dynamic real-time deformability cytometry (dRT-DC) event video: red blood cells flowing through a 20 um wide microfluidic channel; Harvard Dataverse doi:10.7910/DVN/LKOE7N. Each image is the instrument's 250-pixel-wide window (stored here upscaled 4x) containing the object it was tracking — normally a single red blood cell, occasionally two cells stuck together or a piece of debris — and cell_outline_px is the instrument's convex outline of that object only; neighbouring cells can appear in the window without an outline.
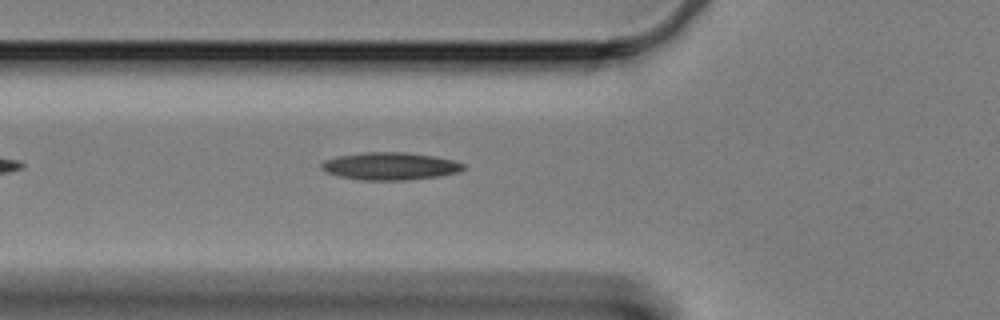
{"species": "Egyptian fruit bat (a non-hibernating species)", "species_latin": "Rousettus aegyptiacus", "temperature_condition": "cold", "stored_images_in_passage": 45, "camera_frame_rate_fps": 3000, "um_per_image_px": 0.085, "animal": {"sex": "female"}, "frame": {"image": 1, "passage_image": 6, "time_ms": 1.667, "image_size_px": [1000, 320], "cell_outline_px": [[464, 168], [460, 172], [436, 176], [404, 180], [360, 180], [340, 176], [324, 172], [320, 168], [320, 164], [324, 160], [340, 156], [364, 152], [404, 152], [432, 156], [452, 160], [464, 164]], "centroid_in_image_um": [33.11, 14.12], "position_along_channel_um": 92.7, "area_um2": 22.6}}
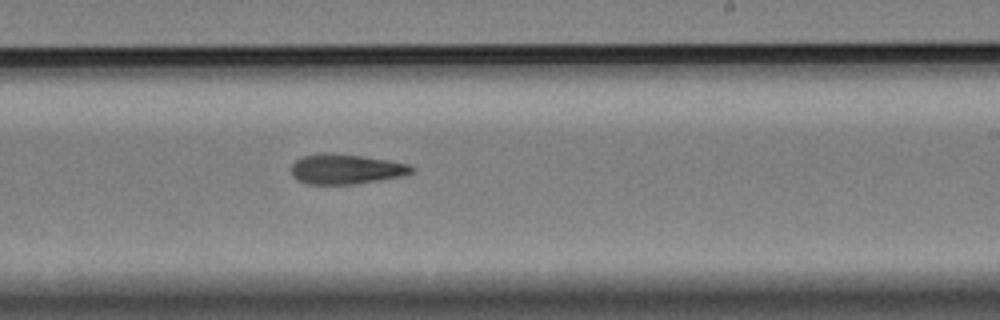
{"frame": {"image": 2, "passage_image": 21, "time_ms": 6.667, "image_size_px": [1000, 320], "cell_outline_px": [[416, 168], [412, 172], [400, 176], [356, 184], [308, 184], [300, 180], [292, 172], [292, 164], [296, 160], [304, 156], [360, 156], [388, 160], [408, 164]], "centroid_in_image_um": [29.48, 14.42], "position_along_channel_um": 259.5, "area_um2": 19.83}}
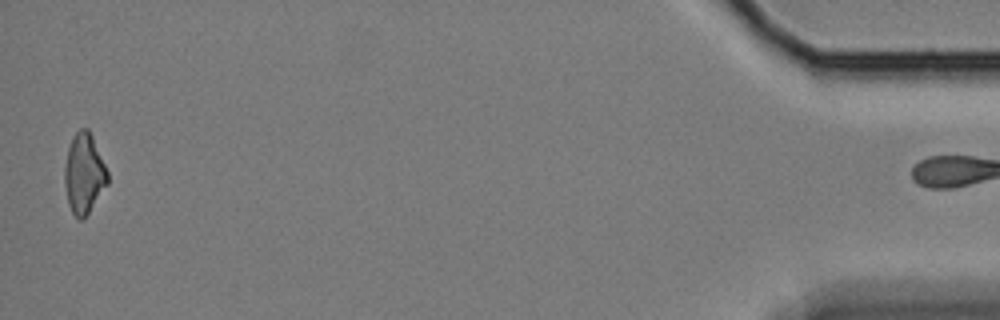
{"frame": {"image": 3, "passage_image": 44, "time_ms": 14.333, "image_size_px": [1000, 320], "cell_outline_px": [[108, 184], [84, 220], [80, 220], [72, 212], [68, 204], [64, 184], [64, 164], [68, 148], [72, 136], [80, 128], [88, 128], [92, 136], [108, 172]], "centroid_in_image_um": [7.13, 14.77], "position_along_channel_um": 428.1, "area_um2": 20.23}}